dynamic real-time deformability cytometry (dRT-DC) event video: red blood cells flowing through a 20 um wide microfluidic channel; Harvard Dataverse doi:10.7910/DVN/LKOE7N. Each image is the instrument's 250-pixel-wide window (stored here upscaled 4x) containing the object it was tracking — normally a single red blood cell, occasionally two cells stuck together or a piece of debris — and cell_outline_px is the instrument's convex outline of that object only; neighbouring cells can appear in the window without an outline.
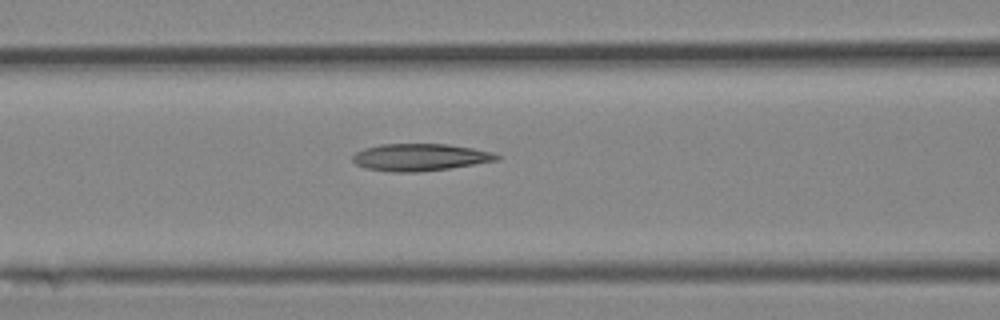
{"species": "Egyptian fruit bat (a non-hibernating species)", "species_latin": "Rousettus aegyptiacus", "temperature_condition": "cold", "stored_images_in_passage": 7, "segment_of_instrument_passage": [2, 2], "camera_frame_rate_fps": 3000, "um_per_image_px": 0.085, "animal": {"sex": "female"}, "frame": {"image": 1, "passage_image": 7, "time_ms": 7.0, "image_size_px": [1000, 320], "cell_outline_px": [[500, 156], [496, 160], [448, 168], [416, 172], [388, 172], [364, 168], [356, 164], [352, 160], [352, 156], [356, 152], [364, 148], [380, 144], [448, 144], [472, 148], [492, 152]], "centroid_in_image_um": [35.62, 13.36], "position_along_channel_um": 131.0, "area_um2": 22.66}}